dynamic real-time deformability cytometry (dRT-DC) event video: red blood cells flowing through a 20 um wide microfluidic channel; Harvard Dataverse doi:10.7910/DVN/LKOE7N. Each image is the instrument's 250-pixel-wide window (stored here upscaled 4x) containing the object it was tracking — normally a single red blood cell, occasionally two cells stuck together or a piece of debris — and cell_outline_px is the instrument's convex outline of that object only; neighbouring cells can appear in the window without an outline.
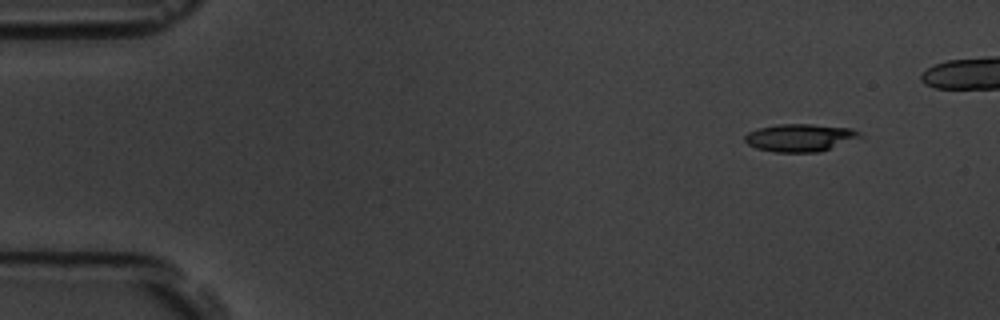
{"species": "common noctule bat (a hibernating species)", "species_latin": "Nyctalus noctula", "temperature_condition": "room temperature", "stored_images_in_passage": 9, "camera_frame_rate_fps": 3000, "um_per_image_px": 0.085, "animal": {"sex": "male", "body_mass_g": 19.5, "forearm_length_mm": 54.6}, "frame": {"image": 1, "passage_image": 1, "time_ms": 0.0, "image_size_px": [1000, 320], "cell_outline_px": [[864, 136], [820, 152], [776, 152], [756, 148], [748, 144], [744, 140], [744, 136], [748, 132], [756, 128], [780, 124], [812, 124], [848, 128], [860, 132]], "centroid_in_image_um": [67.98, 11.7], "position_along_channel_um": 17.0, "area_um2": 18.5}}
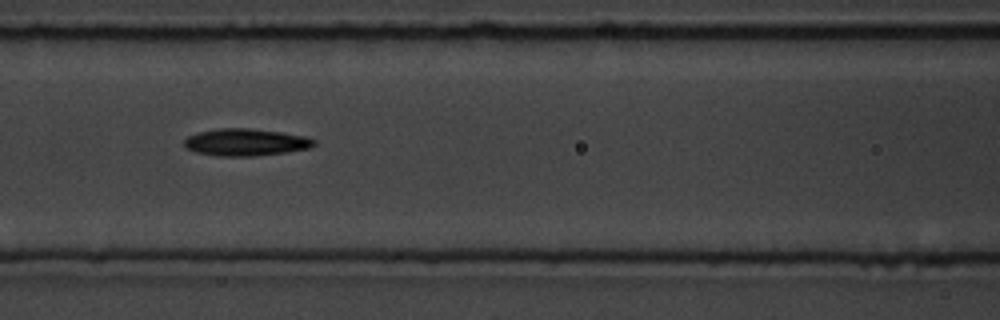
{"frame": {"image": 2, "passage_image": 6, "time_ms": 6.333, "image_size_px": [1000, 320], "cell_outline_px": [[316, 144], [308, 148], [284, 152], [256, 156], [216, 156], [196, 152], [188, 148], [184, 144], [184, 140], [188, 136], [196, 132], [220, 128], [252, 128], [308, 136], [316, 140]], "centroid_in_image_um": [20.89, 12.08], "position_along_channel_um": 145.7, "area_um2": 20.58}}
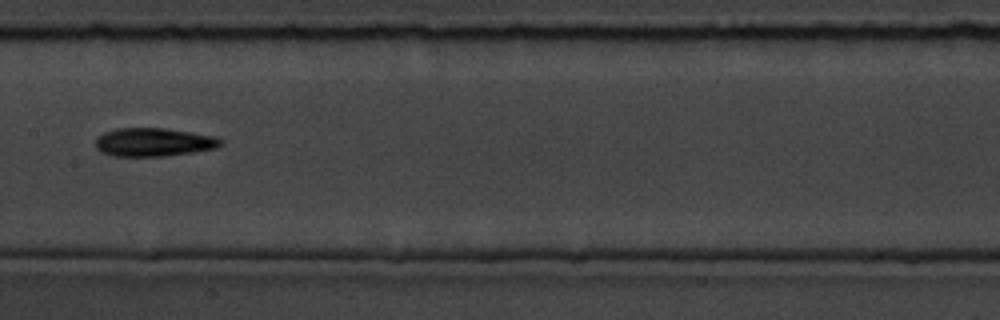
{"frame": {"image": 3, "passage_image": 7, "time_ms": 7.667, "image_size_px": [1000, 320], "cell_outline_px": [[224, 144], [216, 148], [192, 152], [164, 156], [112, 156], [100, 152], [96, 148], [96, 140], [104, 132], [116, 128], [164, 128], [192, 132], [212, 136], [224, 140]], "centroid_in_image_um": [13.06, 12.08], "position_along_channel_um": 194.3, "area_um2": 20.75}}